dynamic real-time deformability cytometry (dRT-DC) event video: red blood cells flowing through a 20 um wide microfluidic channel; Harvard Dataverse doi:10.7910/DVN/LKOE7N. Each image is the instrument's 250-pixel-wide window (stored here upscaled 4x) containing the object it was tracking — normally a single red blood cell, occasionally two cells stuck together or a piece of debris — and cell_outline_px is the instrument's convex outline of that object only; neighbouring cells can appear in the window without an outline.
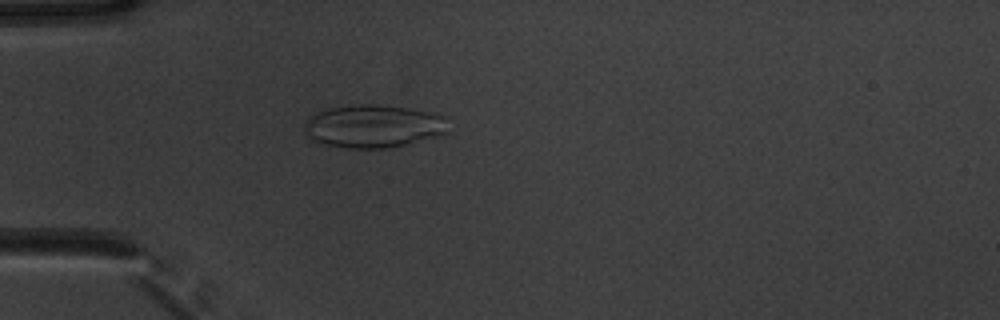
{"species": "common noctule bat (a hibernating species)", "species_latin": "Nyctalus noctula", "temperature_condition": "warm", "stored_images_in_passage": 45, "camera_frame_rate_fps": 3000, "um_per_image_px": 0.085, "animal": {"sex": "male", "body_mass_g": 20.1, "forearm_length_mm": 53.5}, "frame": {"image": 1, "passage_image": 8, "time_ms": 2.333, "image_size_px": [1000, 320], "cell_outline_px": [[444, 132], [408, 144], [392, 148], [348, 148], [324, 144], [312, 140], [304, 132], [304, 124], [308, 116], [312, 112], [328, 108], [360, 104], [376, 104], [408, 108], [428, 112], [444, 116]], "centroid_in_image_um": [31.6, 10.72], "position_along_channel_um": 53.4, "area_um2": 35.72}}
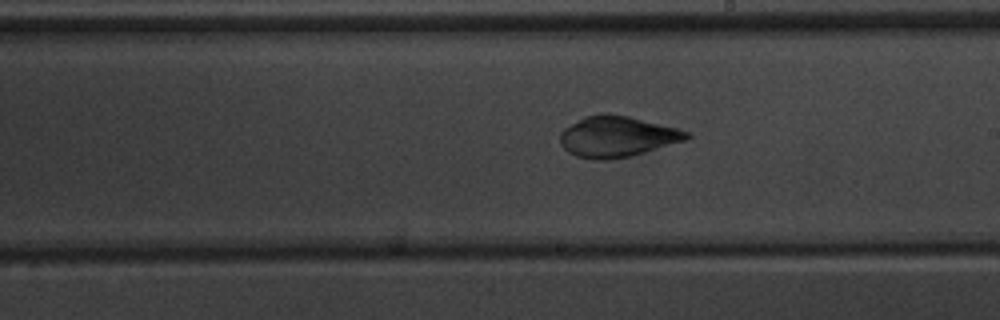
{"frame": {"image": 2, "passage_image": 23, "time_ms": 7.333, "image_size_px": [1000, 320], "cell_outline_px": [[692, 136], [688, 140], [644, 152], [628, 156], [608, 160], [596, 160], [576, 156], [568, 152], [560, 144], [560, 132], [564, 128], [584, 116], [600, 112], [604, 112], [628, 116], [692, 132]], "centroid_in_image_um": [52.45, 11.6], "position_along_channel_um": 236.5, "area_um2": 30.29}}
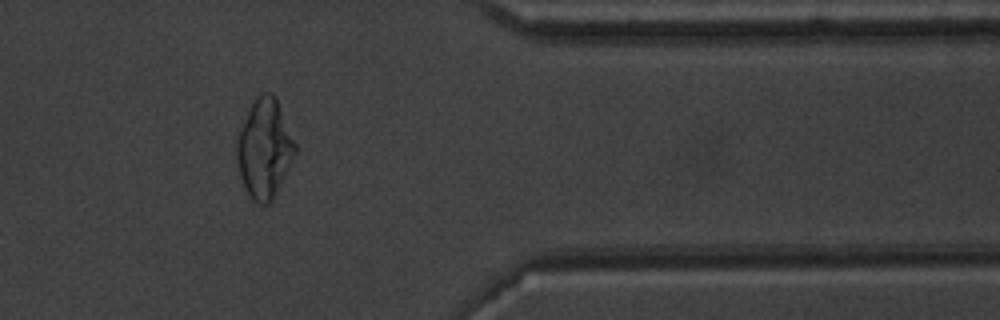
{"frame": {"image": 3, "passage_image": 36, "time_ms": 11.667, "image_size_px": [1000, 320], "cell_outline_px": [[296, 152], [272, 200], [268, 204], [256, 204], [252, 200], [240, 176], [236, 156], [236, 136], [256, 96], [260, 92], [272, 92], [276, 96], [296, 144]], "centroid_in_image_um": [22.47, 12.6], "position_along_channel_um": 388.9, "area_um2": 33.47}}